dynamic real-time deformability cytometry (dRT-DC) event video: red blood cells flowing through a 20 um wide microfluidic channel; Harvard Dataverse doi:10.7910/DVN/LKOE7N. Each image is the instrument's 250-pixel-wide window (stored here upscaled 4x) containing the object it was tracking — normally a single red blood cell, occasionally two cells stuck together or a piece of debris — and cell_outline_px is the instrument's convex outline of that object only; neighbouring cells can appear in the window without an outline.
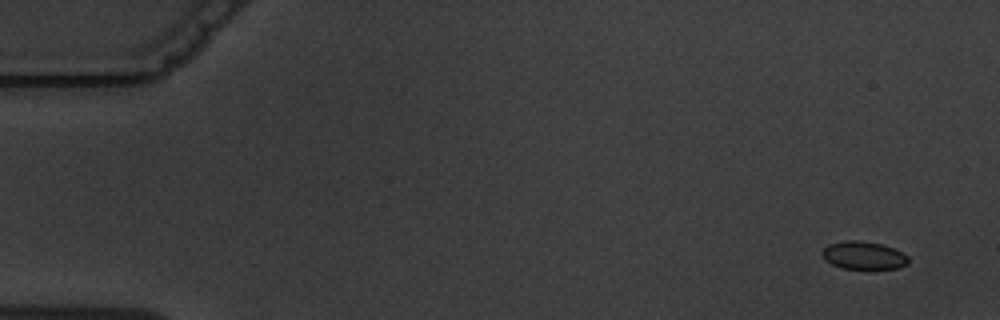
{"species": "common noctule bat (a hibernating species)", "species_latin": "Nyctalus noctula", "temperature_condition": "warm", "stored_images_in_passage": 10, "camera_frame_rate_fps": 3000, "um_per_image_px": 0.085, "animal": {"sex": "male", "body_mass_g": 19.5, "forearm_length_mm": 54.6}, "frame": {"image": 1, "passage_image": 2, "time_ms": 1.0, "image_size_px": [1000, 320], "cell_outline_px": [[908, 264], [896, 268], [840, 268], [824, 260], [820, 252], [828, 244], [844, 240], [856, 240], [880, 244], [892, 248], [908, 256]], "centroid_in_image_um": [73.34, 21.7], "position_along_channel_um": 11.7, "area_um2": 13.87}}
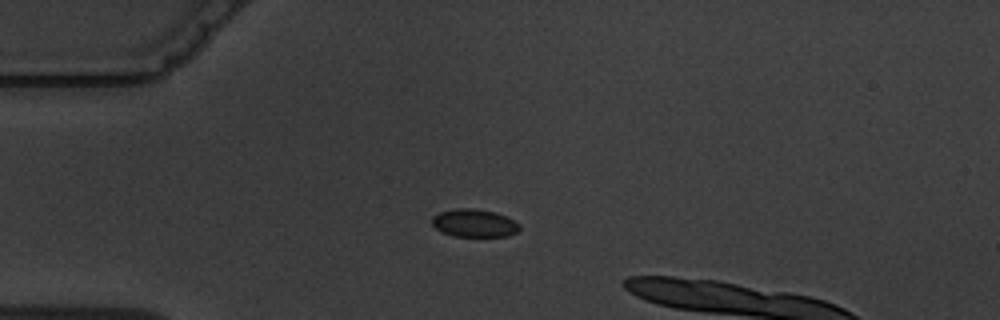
{"frame": {"image": 2, "passage_image": 5, "time_ms": 5.0, "image_size_px": [1000, 320], "cell_outline_px": [[520, 228], [516, 232], [508, 236], [452, 236], [436, 228], [432, 224], [432, 216], [440, 212], [456, 208], [472, 208], [496, 212], [508, 216], [520, 224]], "centroid_in_image_um": [40.34, 18.95], "position_along_channel_um": 44.7, "area_um2": 14.28}}